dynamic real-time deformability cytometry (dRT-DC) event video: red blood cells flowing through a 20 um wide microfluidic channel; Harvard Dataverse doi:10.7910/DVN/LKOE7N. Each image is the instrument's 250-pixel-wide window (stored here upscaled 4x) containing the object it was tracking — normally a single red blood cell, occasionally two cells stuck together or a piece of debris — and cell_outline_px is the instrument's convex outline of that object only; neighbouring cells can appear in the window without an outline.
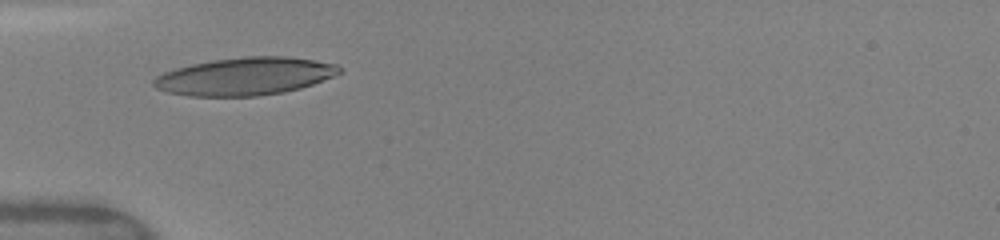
{"species": "human", "species_latin": "Homo sapiens", "temperature_condition": "warm", "stored_images_in_passage": 2, "camera_frame_rate_fps": 3000, "um_per_image_px": 0.085, "donor": {"sex": "female"}, "frame": {"image": 1, "passage_image": 1, "time_ms": 0.0, "image_size_px": [1000, 240], "cell_outline_px": [[344, 72], [336, 76], [300, 88], [284, 92], [256, 96], [188, 96], [168, 92], [156, 88], [152, 84], [152, 80], [156, 76], [164, 72], [176, 68], [192, 64], [212, 60], [244, 56], [284, 56], [312, 60], [336, 64]], "centroid_in_image_um": [20.82, 6.49], "position_along_channel_um": 64.2, "area_um2": 40.86}}